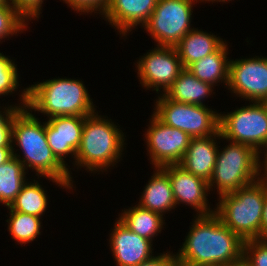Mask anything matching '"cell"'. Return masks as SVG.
I'll return each instance as SVG.
<instances>
[{"label": "cell", "instance_id": "cell-1", "mask_svg": "<svg viewBox=\"0 0 267 266\" xmlns=\"http://www.w3.org/2000/svg\"><path fill=\"white\" fill-rule=\"evenodd\" d=\"M176 254L179 266H231L243 260L244 240L215 214L194 216Z\"/></svg>", "mask_w": 267, "mask_h": 266}, {"label": "cell", "instance_id": "cell-2", "mask_svg": "<svg viewBox=\"0 0 267 266\" xmlns=\"http://www.w3.org/2000/svg\"><path fill=\"white\" fill-rule=\"evenodd\" d=\"M12 148L13 156L24 165L27 172L28 169L35 171L37 179L46 178L62 189H74L72 172L56 158L47 143L45 121L41 122L27 107L19 109L13 116Z\"/></svg>", "mask_w": 267, "mask_h": 266}, {"label": "cell", "instance_id": "cell-3", "mask_svg": "<svg viewBox=\"0 0 267 266\" xmlns=\"http://www.w3.org/2000/svg\"><path fill=\"white\" fill-rule=\"evenodd\" d=\"M116 124L107 115H99L98 111L85 117L81 143L76 152V169L83 167L87 172L100 174L122 160L126 135Z\"/></svg>", "mask_w": 267, "mask_h": 266}, {"label": "cell", "instance_id": "cell-4", "mask_svg": "<svg viewBox=\"0 0 267 266\" xmlns=\"http://www.w3.org/2000/svg\"><path fill=\"white\" fill-rule=\"evenodd\" d=\"M97 107L84 82L79 79L60 78L43 80L27 87V108L46 115V119L57 116H88Z\"/></svg>", "mask_w": 267, "mask_h": 266}, {"label": "cell", "instance_id": "cell-5", "mask_svg": "<svg viewBox=\"0 0 267 266\" xmlns=\"http://www.w3.org/2000/svg\"><path fill=\"white\" fill-rule=\"evenodd\" d=\"M267 186L258 181L217 198L215 214L244 241L259 239Z\"/></svg>", "mask_w": 267, "mask_h": 266}, {"label": "cell", "instance_id": "cell-6", "mask_svg": "<svg viewBox=\"0 0 267 266\" xmlns=\"http://www.w3.org/2000/svg\"><path fill=\"white\" fill-rule=\"evenodd\" d=\"M219 146L216 164L210 181L209 191L217 189L220 197L237 191L257 181V152L250 146L229 140Z\"/></svg>", "mask_w": 267, "mask_h": 266}, {"label": "cell", "instance_id": "cell-7", "mask_svg": "<svg viewBox=\"0 0 267 266\" xmlns=\"http://www.w3.org/2000/svg\"><path fill=\"white\" fill-rule=\"evenodd\" d=\"M155 100L153 113L166 125L180 129L191 138L206 137L219 131V112L208 105L175 102L164 94Z\"/></svg>", "mask_w": 267, "mask_h": 266}, {"label": "cell", "instance_id": "cell-8", "mask_svg": "<svg viewBox=\"0 0 267 266\" xmlns=\"http://www.w3.org/2000/svg\"><path fill=\"white\" fill-rule=\"evenodd\" d=\"M227 113V114H225ZM221 141L229 140L252 147L256 152L267 144V105L249 102L230 112L219 113Z\"/></svg>", "mask_w": 267, "mask_h": 266}, {"label": "cell", "instance_id": "cell-9", "mask_svg": "<svg viewBox=\"0 0 267 266\" xmlns=\"http://www.w3.org/2000/svg\"><path fill=\"white\" fill-rule=\"evenodd\" d=\"M197 2L199 0H158L142 29L149 33L156 46L175 47L193 29L192 13Z\"/></svg>", "mask_w": 267, "mask_h": 266}, {"label": "cell", "instance_id": "cell-10", "mask_svg": "<svg viewBox=\"0 0 267 266\" xmlns=\"http://www.w3.org/2000/svg\"><path fill=\"white\" fill-rule=\"evenodd\" d=\"M134 64L142 88L157 94H165L184 69L175 47L155 46Z\"/></svg>", "mask_w": 267, "mask_h": 266}, {"label": "cell", "instance_id": "cell-11", "mask_svg": "<svg viewBox=\"0 0 267 266\" xmlns=\"http://www.w3.org/2000/svg\"><path fill=\"white\" fill-rule=\"evenodd\" d=\"M149 120L143 136L150 164L153 167L179 164L192 138L180 129L166 125L153 112Z\"/></svg>", "mask_w": 267, "mask_h": 266}, {"label": "cell", "instance_id": "cell-12", "mask_svg": "<svg viewBox=\"0 0 267 266\" xmlns=\"http://www.w3.org/2000/svg\"><path fill=\"white\" fill-rule=\"evenodd\" d=\"M226 89L245 101L264 102L267 99V57L230 59Z\"/></svg>", "mask_w": 267, "mask_h": 266}, {"label": "cell", "instance_id": "cell-13", "mask_svg": "<svg viewBox=\"0 0 267 266\" xmlns=\"http://www.w3.org/2000/svg\"><path fill=\"white\" fill-rule=\"evenodd\" d=\"M162 168L168 173L176 207L180 204L192 207L196 216L215 213V208H210L207 200L210 195L208 182L186 171L179 164H169Z\"/></svg>", "mask_w": 267, "mask_h": 266}, {"label": "cell", "instance_id": "cell-14", "mask_svg": "<svg viewBox=\"0 0 267 266\" xmlns=\"http://www.w3.org/2000/svg\"><path fill=\"white\" fill-rule=\"evenodd\" d=\"M86 116H57L45 119L47 143L56 158L71 172L72 168L65 161L73 158L75 167L76 152L81 143L82 131Z\"/></svg>", "mask_w": 267, "mask_h": 266}, {"label": "cell", "instance_id": "cell-15", "mask_svg": "<svg viewBox=\"0 0 267 266\" xmlns=\"http://www.w3.org/2000/svg\"><path fill=\"white\" fill-rule=\"evenodd\" d=\"M109 234V246L116 266H138L154 256L152 241L129 230L118 218Z\"/></svg>", "mask_w": 267, "mask_h": 266}, {"label": "cell", "instance_id": "cell-16", "mask_svg": "<svg viewBox=\"0 0 267 266\" xmlns=\"http://www.w3.org/2000/svg\"><path fill=\"white\" fill-rule=\"evenodd\" d=\"M157 2L158 0H111L102 17L124 39L137 26L142 28L148 22Z\"/></svg>", "mask_w": 267, "mask_h": 266}, {"label": "cell", "instance_id": "cell-17", "mask_svg": "<svg viewBox=\"0 0 267 266\" xmlns=\"http://www.w3.org/2000/svg\"><path fill=\"white\" fill-rule=\"evenodd\" d=\"M219 140H222L220 131L214 135L192 138L179 165L209 182L216 164Z\"/></svg>", "mask_w": 267, "mask_h": 266}, {"label": "cell", "instance_id": "cell-18", "mask_svg": "<svg viewBox=\"0 0 267 266\" xmlns=\"http://www.w3.org/2000/svg\"><path fill=\"white\" fill-rule=\"evenodd\" d=\"M151 168L154 169V173L145 184L138 205L165 217L166 212L168 214L177 208L171 182L168 173L162 167Z\"/></svg>", "mask_w": 267, "mask_h": 266}, {"label": "cell", "instance_id": "cell-19", "mask_svg": "<svg viewBox=\"0 0 267 266\" xmlns=\"http://www.w3.org/2000/svg\"><path fill=\"white\" fill-rule=\"evenodd\" d=\"M226 40L193 27L175 46L183 68L215 52Z\"/></svg>", "mask_w": 267, "mask_h": 266}, {"label": "cell", "instance_id": "cell-20", "mask_svg": "<svg viewBox=\"0 0 267 266\" xmlns=\"http://www.w3.org/2000/svg\"><path fill=\"white\" fill-rule=\"evenodd\" d=\"M228 49V43L225 41L215 52L193 62L186 69L200 81L210 83L214 87L223 83L226 88L229 82Z\"/></svg>", "mask_w": 267, "mask_h": 266}, {"label": "cell", "instance_id": "cell-21", "mask_svg": "<svg viewBox=\"0 0 267 266\" xmlns=\"http://www.w3.org/2000/svg\"><path fill=\"white\" fill-rule=\"evenodd\" d=\"M214 90L212 84L200 81L184 68L164 95L175 102L205 106L206 98L215 94Z\"/></svg>", "mask_w": 267, "mask_h": 266}, {"label": "cell", "instance_id": "cell-22", "mask_svg": "<svg viewBox=\"0 0 267 266\" xmlns=\"http://www.w3.org/2000/svg\"><path fill=\"white\" fill-rule=\"evenodd\" d=\"M118 219L132 232L153 242L165 226L164 217L135 203L119 213Z\"/></svg>", "mask_w": 267, "mask_h": 266}, {"label": "cell", "instance_id": "cell-23", "mask_svg": "<svg viewBox=\"0 0 267 266\" xmlns=\"http://www.w3.org/2000/svg\"><path fill=\"white\" fill-rule=\"evenodd\" d=\"M24 165L12 157L0 165V204L9 207L29 180ZM27 178V179H26Z\"/></svg>", "mask_w": 267, "mask_h": 266}, {"label": "cell", "instance_id": "cell-24", "mask_svg": "<svg viewBox=\"0 0 267 266\" xmlns=\"http://www.w3.org/2000/svg\"><path fill=\"white\" fill-rule=\"evenodd\" d=\"M27 181L15 200L9 206L13 211L27 213L42 218L49 207V198L45 188L38 180L30 179Z\"/></svg>", "mask_w": 267, "mask_h": 266}, {"label": "cell", "instance_id": "cell-25", "mask_svg": "<svg viewBox=\"0 0 267 266\" xmlns=\"http://www.w3.org/2000/svg\"><path fill=\"white\" fill-rule=\"evenodd\" d=\"M6 208L9 210L7 230L16 244L25 245L39 238L43 227L42 218Z\"/></svg>", "mask_w": 267, "mask_h": 266}, {"label": "cell", "instance_id": "cell-26", "mask_svg": "<svg viewBox=\"0 0 267 266\" xmlns=\"http://www.w3.org/2000/svg\"><path fill=\"white\" fill-rule=\"evenodd\" d=\"M29 23L12 5H0V43L13 35L26 32Z\"/></svg>", "mask_w": 267, "mask_h": 266}, {"label": "cell", "instance_id": "cell-27", "mask_svg": "<svg viewBox=\"0 0 267 266\" xmlns=\"http://www.w3.org/2000/svg\"><path fill=\"white\" fill-rule=\"evenodd\" d=\"M14 60L0 52V98L17 93L20 86V75Z\"/></svg>", "mask_w": 267, "mask_h": 266}, {"label": "cell", "instance_id": "cell-28", "mask_svg": "<svg viewBox=\"0 0 267 266\" xmlns=\"http://www.w3.org/2000/svg\"><path fill=\"white\" fill-rule=\"evenodd\" d=\"M243 260L249 266H267V241L250 239L244 242Z\"/></svg>", "mask_w": 267, "mask_h": 266}, {"label": "cell", "instance_id": "cell-29", "mask_svg": "<svg viewBox=\"0 0 267 266\" xmlns=\"http://www.w3.org/2000/svg\"><path fill=\"white\" fill-rule=\"evenodd\" d=\"M21 92V94H19ZM20 101L18 103L7 105L4 108L0 106V133H12L13 116L19 109L27 107V87L18 91Z\"/></svg>", "mask_w": 267, "mask_h": 266}, {"label": "cell", "instance_id": "cell-30", "mask_svg": "<svg viewBox=\"0 0 267 266\" xmlns=\"http://www.w3.org/2000/svg\"><path fill=\"white\" fill-rule=\"evenodd\" d=\"M61 1V0H60ZM63 3H66L71 10L76 11V13L83 14H100L102 18L103 14L106 12L109 7L111 0H62Z\"/></svg>", "mask_w": 267, "mask_h": 266}, {"label": "cell", "instance_id": "cell-31", "mask_svg": "<svg viewBox=\"0 0 267 266\" xmlns=\"http://www.w3.org/2000/svg\"><path fill=\"white\" fill-rule=\"evenodd\" d=\"M44 0H11V5L28 22L38 21Z\"/></svg>", "mask_w": 267, "mask_h": 266}, {"label": "cell", "instance_id": "cell-32", "mask_svg": "<svg viewBox=\"0 0 267 266\" xmlns=\"http://www.w3.org/2000/svg\"><path fill=\"white\" fill-rule=\"evenodd\" d=\"M138 266H179L176 254L173 251L157 253L149 260L139 264Z\"/></svg>", "mask_w": 267, "mask_h": 266}, {"label": "cell", "instance_id": "cell-33", "mask_svg": "<svg viewBox=\"0 0 267 266\" xmlns=\"http://www.w3.org/2000/svg\"><path fill=\"white\" fill-rule=\"evenodd\" d=\"M262 148L257 152V181L267 186V144Z\"/></svg>", "mask_w": 267, "mask_h": 266}, {"label": "cell", "instance_id": "cell-34", "mask_svg": "<svg viewBox=\"0 0 267 266\" xmlns=\"http://www.w3.org/2000/svg\"><path fill=\"white\" fill-rule=\"evenodd\" d=\"M259 239L267 241V194L264 200L263 214L261 220V235Z\"/></svg>", "mask_w": 267, "mask_h": 266}, {"label": "cell", "instance_id": "cell-35", "mask_svg": "<svg viewBox=\"0 0 267 266\" xmlns=\"http://www.w3.org/2000/svg\"><path fill=\"white\" fill-rule=\"evenodd\" d=\"M12 147H0V165L13 157Z\"/></svg>", "mask_w": 267, "mask_h": 266}, {"label": "cell", "instance_id": "cell-36", "mask_svg": "<svg viewBox=\"0 0 267 266\" xmlns=\"http://www.w3.org/2000/svg\"><path fill=\"white\" fill-rule=\"evenodd\" d=\"M0 147H12V133H0Z\"/></svg>", "mask_w": 267, "mask_h": 266}, {"label": "cell", "instance_id": "cell-37", "mask_svg": "<svg viewBox=\"0 0 267 266\" xmlns=\"http://www.w3.org/2000/svg\"><path fill=\"white\" fill-rule=\"evenodd\" d=\"M228 1H229V2L231 1V2H232V0H199V3H202V2H203V3H205V2H207V3H208V2L211 3V2H212V4H213V3H215V2H217V3H218V2H220V3L222 2V5H223V3H227ZM233 1H234V0H233Z\"/></svg>", "mask_w": 267, "mask_h": 266}, {"label": "cell", "instance_id": "cell-38", "mask_svg": "<svg viewBox=\"0 0 267 266\" xmlns=\"http://www.w3.org/2000/svg\"><path fill=\"white\" fill-rule=\"evenodd\" d=\"M231 266H249L244 260L232 264Z\"/></svg>", "mask_w": 267, "mask_h": 266}, {"label": "cell", "instance_id": "cell-39", "mask_svg": "<svg viewBox=\"0 0 267 266\" xmlns=\"http://www.w3.org/2000/svg\"><path fill=\"white\" fill-rule=\"evenodd\" d=\"M0 5H11V0H0Z\"/></svg>", "mask_w": 267, "mask_h": 266}]
</instances>
